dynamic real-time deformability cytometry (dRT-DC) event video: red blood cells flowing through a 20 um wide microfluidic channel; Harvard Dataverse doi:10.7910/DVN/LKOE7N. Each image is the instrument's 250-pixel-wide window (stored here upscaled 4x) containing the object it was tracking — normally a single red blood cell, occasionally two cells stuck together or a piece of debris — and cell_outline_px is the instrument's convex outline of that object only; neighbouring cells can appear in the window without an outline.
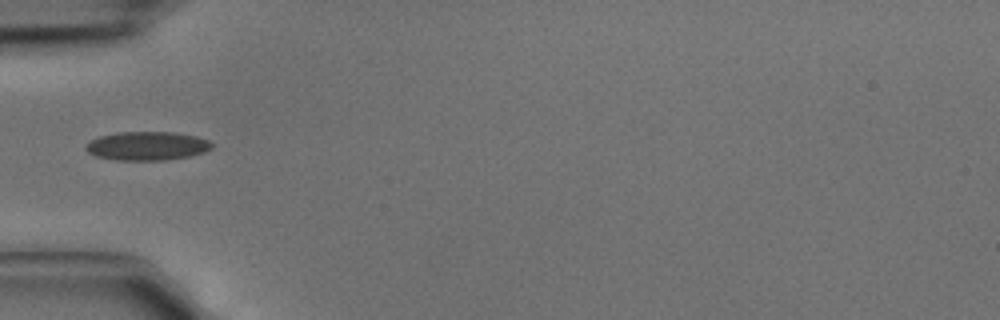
{"species": "common noctule bat (a hibernating species)", "species_latin": "Nyctalus noctula", "temperature_condition": "cold", "stored_images_in_passage": 3, "camera_frame_rate_fps": 3000, "um_per_image_px": 0.085, "animal": {"sex": "male", "body_mass_g": 15.6}, "frame": {"image": 1, "passage_image": 3, "time_ms": 0.667, "image_size_px": [1000, 320], "cell_outline_px": [[212, 148], [204, 152], [188, 156], [164, 160], [116, 160], [96, 156], [88, 152], [84, 148], [84, 144], [100, 136], [116, 132], [172, 132], [196, 136], [208, 140], [212, 144]], "centroid_in_image_um": [12.47, 12.4], "position_along_channel_um": 72.5, "area_um2": 21.04}}